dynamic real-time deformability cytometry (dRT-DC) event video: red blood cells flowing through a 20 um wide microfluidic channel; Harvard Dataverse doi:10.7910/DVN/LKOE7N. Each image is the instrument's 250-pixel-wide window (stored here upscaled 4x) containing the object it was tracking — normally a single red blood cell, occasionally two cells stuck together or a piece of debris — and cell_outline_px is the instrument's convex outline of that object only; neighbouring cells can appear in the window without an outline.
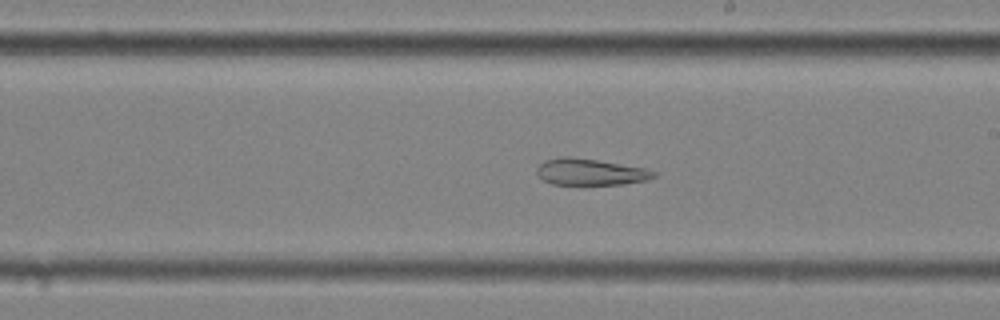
{"species": "common noctule bat (a hibernating species)", "species_latin": "Nyctalus noctula", "temperature_condition": "cold", "stored_images_in_passage": 45, "camera_frame_rate_fps": 3000, "um_per_image_px": 0.085, "animal": {"sex": "female", "body_mass_g": 25.1}, "frame": {"image": 1, "passage_image": 26, "time_ms": 8.333, "image_size_px": [1000, 320], "cell_outline_px": [[660, 172], [656, 176], [648, 180], [624, 184], [552, 184], [544, 180], [536, 172], [536, 168], [544, 160], [560, 156], [568, 156], [596, 160], [648, 168]], "centroid_in_image_um": [50.23, 14.61], "position_along_channel_um": 238.8, "area_um2": 18.21}}
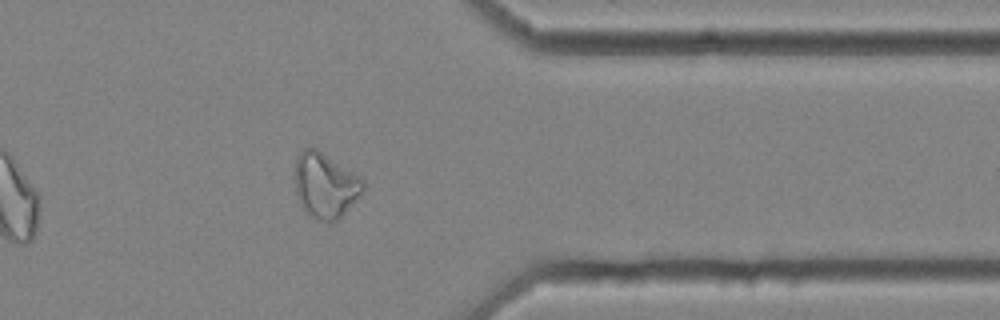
{"frame": {"image": 2, "passage_image": 39, "time_ms": 12.667, "image_size_px": [1000, 320], "cell_outline_px": [[364, 188], [356, 200], [332, 224], [328, 224], [316, 220], [308, 216], [304, 212], [300, 204], [296, 192], [296, 156], [304, 148], [316, 148], [360, 176], [364, 180]], "centroid_in_image_um": [27.64, 15.79], "position_along_channel_um": 383.8, "area_um2": 25.95}, "authors_computed_cell_mechanics": {"area_um2": 24.7962, "velocity_mm_per_s": 3.5369, "shape_relaxation_time_tau1_ms": null, "shape_relaxation_time_tau2_ms": 7.6456, "deformation_change_tau1": null, "deformation_change_tau2": 0.1889}}